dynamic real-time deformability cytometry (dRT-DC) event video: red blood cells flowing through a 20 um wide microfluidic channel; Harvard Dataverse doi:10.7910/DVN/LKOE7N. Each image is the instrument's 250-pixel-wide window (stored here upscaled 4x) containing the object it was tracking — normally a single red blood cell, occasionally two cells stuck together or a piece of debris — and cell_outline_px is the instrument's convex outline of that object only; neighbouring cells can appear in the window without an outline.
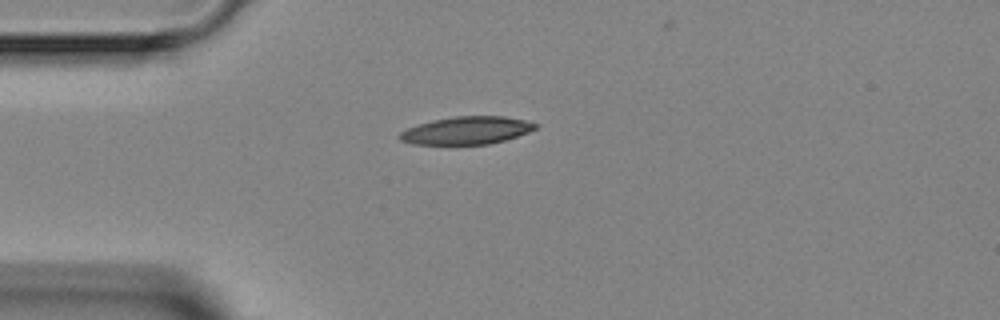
{"species": "Egyptian fruit bat (a non-hibernating species)", "species_latin": "Rousettus aegyptiacus", "temperature_condition": "room temperature", "stored_images_in_passage": 2, "camera_frame_rate_fps": 3000, "um_per_image_px": 0.085, "animal": {"sex": "female"}, "frame": {"image": 1, "passage_image": 1, "time_ms": 0.0, "image_size_px": [1000, 320], "cell_outline_px": [[540, 124], [536, 128], [528, 132], [504, 140], [488, 144], [412, 144], [400, 140], [396, 136], [400, 132], [408, 128], [432, 120], [456, 116], [504, 116], [524, 120]], "centroid_in_image_um": [39.65, 11.08], "position_along_channel_um": 45.4, "area_um2": 21.79}}